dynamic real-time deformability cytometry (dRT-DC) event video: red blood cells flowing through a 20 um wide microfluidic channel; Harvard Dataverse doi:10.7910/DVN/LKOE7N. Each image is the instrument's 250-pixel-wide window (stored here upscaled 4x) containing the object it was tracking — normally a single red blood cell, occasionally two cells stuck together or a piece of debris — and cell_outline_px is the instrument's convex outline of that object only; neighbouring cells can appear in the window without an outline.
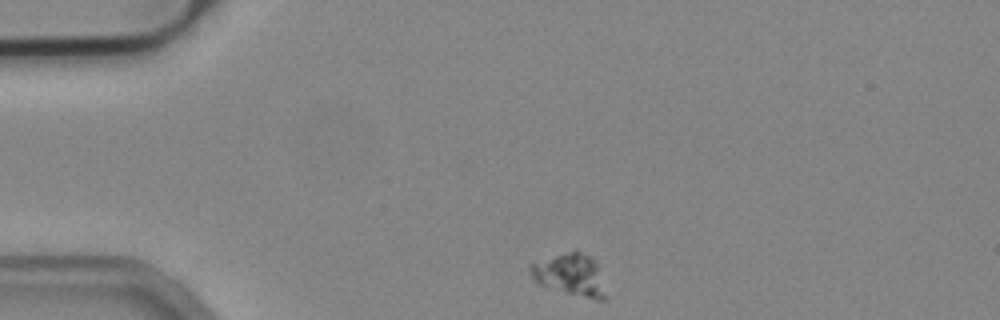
{"species": "common noctule bat (a hibernating species)", "species_latin": "Nyctalus noctula", "temperature_condition": "cold", "stored_images_in_passage": 45, "camera_frame_rate_fps": 3000, "um_per_image_px": 0.085, "animal": {"sex": "male", "body_mass_g": 19.2, "forearm_length_mm": 51.8}, "frame": {"image": 1, "passage_image": 1, "time_ms": 0.0, "image_size_px": [1000, 320], "cell_outline_px": [[604, 300], [596, 300], [536, 284], [528, 268], [528, 264], [556, 256], [572, 252], [580, 252], [592, 256], [596, 260], [604, 296]], "centroid_in_image_um": [48.42, 23.35], "position_along_channel_um": 36.6, "area_um2": 17.8}}
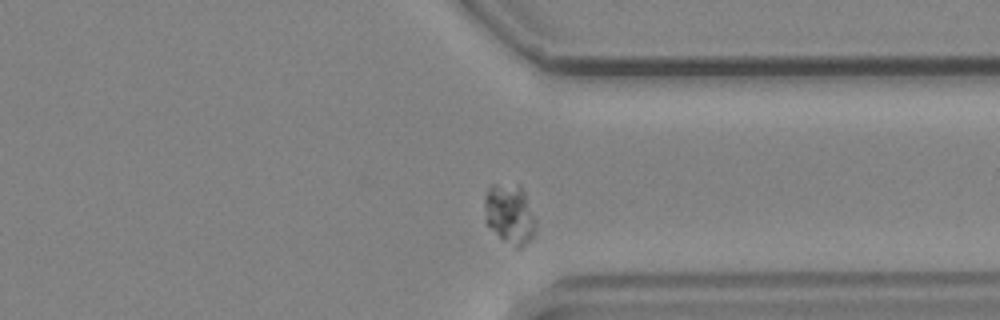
{"frame": {"image": 2, "passage_image": 32, "time_ms": 10.333, "image_size_px": [1000, 320], "cell_outline_px": [[536, 232], [520, 248], [516, 248], [504, 240], [484, 220], [484, 196], [488, 184], [520, 184], [524, 192], [536, 224]], "centroid_in_image_um": [43.29, 18.14], "position_along_channel_um": 368.1, "area_um2": 17.8}}
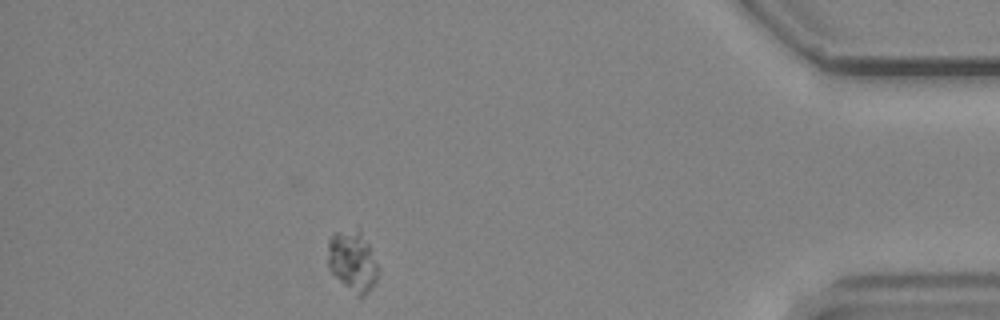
{"frame": {"image": 3, "passage_image": 39, "time_ms": 12.667, "image_size_px": [1000, 320], "cell_outline_px": [[376, 284], [364, 296], [356, 296], [328, 268], [328, 240], [336, 232], [356, 228], [360, 228], [372, 248], [376, 264]], "centroid_in_image_um": [29.98, 22.16], "position_along_channel_um": 405.2, "area_um2": 17.8}}